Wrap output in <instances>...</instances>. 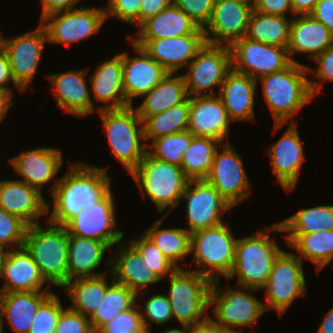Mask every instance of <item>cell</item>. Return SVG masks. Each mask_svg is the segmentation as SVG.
<instances>
[{
    "instance_id": "cell-1",
    "label": "cell",
    "mask_w": 333,
    "mask_h": 333,
    "mask_svg": "<svg viewBox=\"0 0 333 333\" xmlns=\"http://www.w3.org/2000/svg\"><path fill=\"white\" fill-rule=\"evenodd\" d=\"M106 170L85 163L69 166L50 188L54 200L48 222L65 226L81 209L99 202L111 190Z\"/></svg>"
},
{
    "instance_id": "cell-2",
    "label": "cell",
    "mask_w": 333,
    "mask_h": 333,
    "mask_svg": "<svg viewBox=\"0 0 333 333\" xmlns=\"http://www.w3.org/2000/svg\"><path fill=\"white\" fill-rule=\"evenodd\" d=\"M312 69L291 62L285 69L261 77L263 96L274 117V129L282 127L319 94L321 83L307 79Z\"/></svg>"
},
{
    "instance_id": "cell-3",
    "label": "cell",
    "mask_w": 333,
    "mask_h": 333,
    "mask_svg": "<svg viewBox=\"0 0 333 333\" xmlns=\"http://www.w3.org/2000/svg\"><path fill=\"white\" fill-rule=\"evenodd\" d=\"M25 248L29 251L46 283L63 287L68 282V231L65 226L49 222L28 227Z\"/></svg>"
},
{
    "instance_id": "cell-4",
    "label": "cell",
    "mask_w": 333,
    "mask_h": 333,
    "mask_svg": "<svg viewBox=\"0 0 333 333\" xmlns=\"http://www.w3.org/2000/svg\"><path fill=\"white\" fill-rule=\"evenodd\" d=\"M281 251L275 239L260 230L256 235L237 239L233 269L227 280L237 275L241 289L250 292L264 289L273 262Z\"/></svg>"
},
{
    "instance_id": "cell-5",
    "label": "cell",
    "mask_w": 333,
    "mask_h": 333,
    "mask_svg": "<svg viewBox=\"0 0 333 333\" xmlns=\"http://www.w3.org/2000/svg\"><path fill=\"white\" fill-rule=\"evenodd\" d=\"M103 121L108 143L115 159L131 174L147 153L143 121L132 106L97 111Z\"/></svg>"
},
{
    "instance_id": "cell-6",
    "label": "cell",
    "mask_w": 333,
    "mask_h": 333,
    "mask_svg": "<svg viewBox=\"0 0 333 333\" xmlns=\"http://www.w3.org/2000/svg\"><path fill=\"white\" fill-rule=\"evenodd\" d=\"M231 233L227 223L191 233L190 252H193V262L199 269L194 271L211 281L219 280L220 274L228 278L233 269L237 242Z\"/></svg>"
},
{
    "instance_id": "cell-7",
    "label": "cell",
    "mask_w": 333,
    "mask_h": 333,
    "mask_svg": "<svg viewBox=\"0 0 333 333\" xmlns=\"http://www.w3.org/2000/svg\"><path fill=\"white\" fill-rule=\"evenodd\" d=\"M131 175L160 213L167 207L169 213L178 206L189 181L180 166L157 160L148 153Z\"/></svg>"
},
{
    "instance_id": "cell-8",
    "label": "cell",
    "mask_w": 333,
    "mask_h": 333,
    "mask_svg": "<svg viewBox=\"0 0 333 333\" xmlns=\"http://www.w3.org/2000/svg\"><path fill=\"white\" fill-rule=\"evenodd\" d=\"M211 286L210 279L193 270L180 267L170 274L169 295L166 296L172 317L178 319L181 326H194L210 317L204 313L210 307Z\"/></svg>"
},
{
    "instance_id": "cell-9",
    "label": "cell",
    "mask_w": 333,
    "mask_h": 333,
    "mask_svg": "<svg viewBox=\"0 0 333 333\" xmlns=\"http://www.w3.org/2000/svg\"><path fill=\"white\" fill-rule=\"evenodd\" d=\"M264 288L265 311L275 309L283 315L294 299L306 294L302 260L295 253L282 250L273 262Z\"/></svg>"
},
{
    "instance_id": "cell-10",
    "label": "cell",
    "mask_w": 333,
    "mask_h": 333,
    "mask_svg": "<svg viewBox=\"0 0 333 333\" xmlns=\"http://www.w3.org/2000/svg\"><path fill=\"white\" fill-rule=\"evenodd\" d=\"M219 282L220 280L212 281L209 295V306L214 305L212 312L216 320L209 318L216 325L230 332L242 333L231 327L254 325L265 312L264 303L256 299L253 294L232 289L230 286H227L224 291L219 286Z\"/></svg>"
},
{
    "instance_id": "cell-11",
    "label": "cell",
    "mask_w": 333,
    "mask_h": 333,
    "mask_svg": "<svg viewBox=\"0 0 333 333\" xmlns=\"http://www.w3.org/2000/svg\"><path fill=\"white\" fill-rule=\"evenodd\" d=\"M187 68L188 73L182 76L188 96L214 95L211 91L202 92L216 86L221 88L226 75L232 70L230 47L205 42Z\"/></svg>"
},
{
    "instance_id": "cell-12",
    "label": "cell",
    "mask_w": 333,
    "mask_h": 333,
    "mask_svg": "<svg viewBox=\"0 0 333 333\" xmlns=\"http://www.w3.org/2000/svg\"><path fill=\"white\" fill-rule=\"evenodd\" d=\"M232 69L246 74L258 82V78L285 69L292 61L288 49L257 42L243 37L231 46Z\"/></svg>"
},
{
    "instance_id": "cell-13",
    "label": "cell",
    "mask_w": 333,
    "mask_h": 333,
    "mask_svg": "<svg viewBox=\"0 0 333 333\" xmlns=\"http://www.w3.org/2000/svg\"><path fill=\"white\" fill-rule=\"evenodd\" d=\"M105 21V9L82 6L46 15L40 24L49 42L68 46L96 34Z\"/></svg>"
},
{
    "instance_id": "cell-14",
    "label": "cell",
    "mask_w": 333,
    "mask_h": 333,
    "mask_svg": "<svg viewBox=\"0 0 333 333\" xmlns=\"http://www.w3.org/2000/svg\"><path fill=\"white\" fill-rule=\"evenodd\" d=\"M240 155L227 142L224 149H217L209 174L205 180L234 207L251 195V185Z\"/></svg>"
},
{
    "instance_id": "cell-15",
    "label": "cell",
    "mask_w": 333,
    "mask_h": 333,
    "mask_svg": "<svg viewBox=\"0 0 333 333\" xmlns=\"http://www.w3.org/2000/svg\"><path fill=\"white\" fill-rule=\"evenodd\" d=\"M181 199L187 200L186 215L189 228L186 230L189 233L222 224L220 216L232 209L205 179L189 180Z\"/></svg>"
},
{
    "instance_id": "cell-16",
    "label": "cell",
    "mask_w": 333,
    "mask_h": 333,
    "mask_svg": "<svg viewBox=\"0 0 333 333\" xmlns=\"http://www.w3.org/2000/svg\"><path fill=\"white\" fill-rule=\"evenodd\" d=\"M116 227L114 199L111 190L97 203L81 209L66 225L68 234L94 238L110 247L119 244L123 232Z\"/></svg>"
},
{
    "instance_id": "cell-17",
    "label": "cell",
    "mask_w": 333,
    "mask_h": 333,
    "mask_svg": "<svg viewBox=\"0 0 333 333\" xmlns=\"http://www.w3.org/2000/svg\"><path fill=\"white\" fill-rule=\"evenodd\" d=\"M252 10L253 2L214 1L210 20L203 28L205 42L230 47L245 37Z\"/></svg>"
},
{
    "instance_id": "cell-18",
    "label": "cell",
    "mask_w": 333,
    "mask_h": 333,
    "mask_svg": "<svg viewBox=\"0 0 333 333\" xmlns=\"http://www.w3.org/2000/svg\"><path fill=\"white\" fill-rule=\"evenodd\" d=\"M46 41L47 34L41 24L32 32L6 39L5 51L12 75L23 91L31 86Z\"/></svg>"
},
{
    "instance_id": "cell-19",
    "label": "cell",
    "mask_w": 333,
    "mask_h": 333,
    "mask_svg": "<svg viewBox=\"0 0 333 333\" xmlns=\"http://www.w3.org/2000/svg\"><path fill=\"white\" fill-rule=\"evenodd\" d=\"M151 58L168 73H178L195 58L197 51L204 45V34H188L164 39H134Z\"/></svg>"
},
{
    "instance_id": "cell-20",
    "label": "cell",
    "mask_w": 333,
    "mask_h": 333,
    "mask_svg": "<svg viewBox=\"0 0 333 333\" xmlns=\"http://www.w3.org/2000/svg\"><path fill=\"white\" fill-rule=\"evenodd\" d=\"M231 120L216 95L189 97V119L187 130L194 136L214 138L221 143L228 136Z\"/></svg>"
},
{
    "instance_id": "cell-21",
    "label": "cell",
    "mask_w": 333,
    "mask_h": 333,
    "mask_svg": "<svg viewBox=\"0 0 333 333\" xmlns=\"http://www.w3.org/2000/svg\"><path fill=\"white\" fill-rule=\"evenodd\" d=\"M138 56L129 57L122 52L123 89L126 103L132 106L134 97H141L151 91L168 72L151 58L141 47L132 42Z\"/></svg>"
},
{
    "instance_id": "cell-22",
    "label": "cell",
    "mask_w": 333,
    "mask_h": 333,
    "mask_svg": "<svg viewBox=\"0 0 333 333\" xmlns=\"http://www.w3.org/2000/svg\"><path fill=\"white\" fill-rule=\"evenodd\" d=\"M287 130L268 150L273 173L277 181L286 191H292L300 174L304 160L303 144L297 132V124L293 120L288 123ZM296 124V125H295Z\"/></svg>"
},
{
    "instance_id": "cell-23",
    "label": "cell",
    "mask_w": 333,
    "mask_h": 333,
    "mask_svg": "<svg viewBox=\"0 0 333 333\" xmlns=\"http://www.w3.org/2000/svg\"><path fill=\"white\" fill-rule=\"evenodd\" d=\"M43 197L37 188L21 180L0 181V208L29 226L39 223L38 218L49 213L50 205Z\"/></svg>"
},
{
    "instance_id": "cell-24",
    "label": "cell",
    "mask_w": 333,
    "mask_h": 333,
    "mask_svg": "<svg viewBox=\"0 0 333 333\" xmlns=\"http://www.w3.org/2000/svg\"><path fill=\"white\" fill-rule=\"evenodd\" d=\"M13 168L22 176L23 182L42 192V185L48 183L60 171L62 153L56 148L39 147L26 150L10 159Z\"/></svg>"
},
{
    "instance_id": "cell-25",
    "label": "cell",
    "mask_w": 333,
    "mask_h": 333,
    "mask_svg": "<svg viewBox=\"0 0 333 333\" xmlns=\"http://www.w3.org/2000/svg\"><path fill=\"white\" fill-rule=\"evenodd\" d=\"M0 278H5L0 293L50 291L47 288L42 290L46 282L24 245L13 250L8 249Z\"/></svg>"
},
{
    "instance_id": "cell-26",
    "label": "cell",
    "mask_w": 333,
    "mask_h": 333,
    "mask_svg": "<svg viewBox=\"0 0 333 333\" xmlns=\"http://www.w3.org/2000/svg\"><path fill=\"white\" fill-rule=\"evenodd\" d=\"M117 249L115 256L107 260L109 266L112 264L109 272L115 282L123 284L138 297L141 289L162 281L129 242L127 246L122 244V248Z\"/></svg>"
},
{
    "instance_id": "cell-27",
    "label": "cell",
    "mask_w": 333,
    "mask_h": 333,
    "mask_svg": "<svg viewBox=\"0 0 333 333\" xmlns=\"http://www.w3.org/2000/svg\"><path fill=\"white\" fill-rule=\"evenodd\" d=\"M88 68L83 70H69L68 72L48 75L55 88V101L58 107L64 108L67 113L86 116L95 111L91 100L85 76Z\"/></svg>"
},
{
    "instance_id": "cell-28",
    "label": "cell",
    "mask_w": 333,
    "mask_h": 333,
    "mask_svg": "<svg viewBox=\"0 0 333 333\" xmlns=\"http://www.w3.org/2000/svg\"><path fill=\"white\" fill-rule=\"evenodd\" d=\"M257 81L233 69L226 75L219 97L231 121L254 119V102Z\"/></svg>"
},
{
    "instance_id": "cell-29",
    "label": "cell",
    "mask_w": 333,
    "mask_h": 333,
    "mask_svg": "<svg viewBox=\"0 0 333 333\" xmlns=\"http://www.w3.org/2000/svg\"><path fill=\"white\" fill-rule=\"evenodd\" d=\"M52 293L51 291L0 293V325L3 327V318L6 317L14 333H29L39 307Z\"/></svg>"
},
{
    "instance_id": "cell-30",
    "label": "cell",
    "mask_w": 333,
    "mask_h": 333,
    "mask_svg": "<svg viewBox=\"0 0 333 333\" xmlns=\"http://www.w3.org/2000/svg\"><path fill=\"white\" fill-rule=\"evenodd\" d=\"M288 54L292 62L294 53H307L314 59L333 44V34L311 15H301L291 20Z\"/></svg>"
},
{
    "instance_id": "cell-31",
    "label": "cell",
    "mask_w": 333,
    "mask_h": 333,
    "mask_svg": "<svg viewBox=\"0 0 333 333\" xmlns=\"http://www.w3.org/2000/svg\"><path fill=\"white\" fill-rule=\"evenodd\" d=\"M110 248L106 242L68 234V282L104 275L94 271L100 266L105 251Z\"/></svg>"
},
{
    "instance_id": "cell-32",
    "label": "cell",
    "mask_w": 333,
    "mask_h": 333,
    "mask_svg": "<svg viewBox=\"0 0 333 333\" xmlns=\"http://www.w3.org/2000/svg\"><path fill=\"white\" fill-rule=\"evenodd\" d=\"M135 39H164L188 34H204L185 12L174 5L149 17L139 26Z\"/></svg>"
},
{
    "instance_id": "cell-33",
    "label": "cell",
    "mask_w": 333,
    "mask_h": 333,
    "mask_svg": "<svg viewBox=\"0 0 333 333\" xmlns=\"http://www.w3.org/2000/svg\"><path fill=\"white\" fill-rule=\"evenodd\" d=\"M92 92L98 102L111 105L101 106L100 109H120L129 106L126 103L123 89L122 53L111 60L100 63L90 78Z\"/></svg>"
},
{
    "instance_id": "cell-34",
    "label": "cell",
    "mask_w": 333,
    "mask_h": 333,
    "mask_svg": "<svg viewBox=\"0 0 333 333\" xmlns=\"http://www.w3.org/2000/svg\"><path fill=\"white\" fill-rule=\"evenodd\" d=\"M270 230L288 232V235H285L288 246L301 234L333 230V205L303 208L266 229L268 233Z\"/></svg>"
},
{
    "instance_id": "cell-35",
    "label": "cell",
    "mask_w": 333,
    "mask_h": 333,
    "mask_svg": "<svg viewBox=\"0 0 333 333\" xmlns=\"http://www.w3.org/2000/svg\"><path fill=\"white\" fill-rule=\"evenodd\" d=\"M143 103L134 108L144 121L148 116L159 114L171 107L184 102L189 96L182 75L168 73L146 95Z\"/></svg>"
},
{
    "instance_id": "cell-36",
    "label": "cell",
    "mask_w": 333,
    "mask_h": 333,
    "mask_svg": "<svg viewBox=\"0 0 333 333\" xmlns=\"http://www.w3.org/2000/svg\"><path fill=\"white\" fill-rule=\"evenodd\" d=\"M110 284L104 274L92 278L75 279L67 282L62 288H65L73 303L69 308L90 319L102 302Z\"/></svg>"
},
{
    "instance_id": "cell-37",
    "label": "cell",
    "mask_w": 333,
    "mask_h": 333,
    "mask_svg": "<svg viewBox=\"0 0 333 333\" xmlns=\"http://www.w3.org/2000/svg\"><path fill=\"white\" fill-rule=\"evenodd\" d=\"M292 21L286 16L265 14L252 10L245 37L251 40L287 48Z\"/></svg>"
},
{
    "instance_id": "cell-38",
    "label": "cell",
    "mask_w": 333,
    "mask_h": 333,
    "mask_svg": "<svg viewBox=\"0 0 333 333\" xmlns=\"http://www.w3.org/2000/svg\"><path fill=\"white\" fill-rule=\"evenodd\" d=\"M222 145L214 138L193 136L181 160L180 167L184 175L189 180L205 179L211 169L215 152L223 147Z\"/></svg>"
},
{
    "instance_id": "cell-39",
    "label": "cell",
    "mask_w": 333,
    "mask_h": 333,
    "mask_svg": "<svg viewBox=\"0 0 333 333\" xmlns=\"http://www.w3.org/2000/svg\"><path fill=\"white\" fill-rule=\"evenodd\" d=\"M156 220L144 233L173 264L180 268L178 261L184 260L190 252L191 233L184 228L161 229V224L165 218Z\"/></svg>"
},
{
    "instance_id": "cell-40",
    "label": "cell",
    "mask_w": 333,
    "mask_h": 333,
    "mask_svg": "<svg viewBox=\"0 0 333 333\" xmlns=\"http://www.w3.org/2000/svg\"><path fill=\"white\" fill-rule=\"evenodd\" d=\"M111 284L107 287L102 302L89 319L96 333L103 325L110 322L118 314L132 308L137 302V295L123 284L114 281L109 273Z\"/></svg>"
},
{
    "instance_id": "cell-41",
    "label": "cell",
    "mask_w": 333,
    "mask_h": 333,
    "mask_svg": "<svg viewBox=\"0 0 333 333\" xmlns=\"http://www.w3.org/2000/svg\"><path fill=\"white\" fill-rule=\"evenodd\" d=\"M189 119V97L182 103L159 114L148 116L143 121L145 140H155L187 130Z\"/></svg>"
},
{
    "instance_id": "cell-42",
    "label": "cell",
    "mask_w": 333,
    "mask_h": 333,
    "mask_svg": "<svg viewBox=\"0 0 333 333\" xmlns=\"http://www.w3.org/2000/svg\"><path fill=\"white\" fill-rule=\"evenodd\" d=\"M289 247L299 252L298 258L311 261L320 271L333 259V230L301 234Z\"/></svg>"
},
{
    "instance_id": "cell-43",
    "label": "cell",
    "mask_w": 333,
    "mask_h": 333,
    "mask_svg": "<svg viewBox=\"0 0 333 333\" xmlns=\"http://www.w3.org/2000/svg\"><path fill=\"white\" fill-rule=\"evenodd\" d=\"M193 136L186 130L157 138L153 140L152 145L148 144L149 148L153 147L154 149L147 150V153L157 160L181 166L183 154L190 146Z\"/></svg>"
},
{
    "instance_id": "cell-44",
    "label": "cell",
    "mask_w": 333,
    "mask_h": 333,
    "mask_svg": "<svg viewBox=\"0 0 333 333\" xmlns=\"http://www.w3.org/2000/svg\"><path fill=\"white\" fill-rule=\"evenodd\" d=\"M129 242L145 258L151 269L157 276L163 280L168 273H173L177 267L166 257L163 252L145 235L139 239L130 240Z\"/></svg>"
},
{
    "instance_id": "cell-45",
    "label": "cell",
    "mask_w": 333,
    "mask_h": 333,
    "mask_svg": "<svg viewBox=\"0 0 333 333\" xmlns=\"http://www.w3.org/2000/svg\"><path fill=\"white\" fill-rule=\"evenodd\" d=\"M63 309L60 297L52 293L39 307L29 333H55Z\"/></svg>"
},
{
    "instance_id": "cell-46",
    "label": "cell",
    "mask_w": 333,
    "mask_h": 333,
    "mask_svg": "<svg viewBox=\"0 0 333 333\" xmlns=\"http://www.w3.org/2000/svg\"><path fill=\"white\" fill-rule=\"evenodd\" d=\"M29 225L0 208V246L10 250L24 245Z\"/></svg>"
},
{
    "instance_id": "cell-47",
    "label": "cell",
    "mask_w": 333,
    "mask_h": 333,
    "mask_svg": "<svg viewBox=\"0 0 333 333\" xmlns=\"http://www.w3.org/2000/svg\"><path fill=\"white\" fill-rule=\"evenodd\" d=\"M115 316L103 325L96 333H148L144 327L141 312L135 307Z\"/></svg>"
},
{
    "instance_id": "cell-48",
    "label": "cell",
    "mask_w": 333,
    "mask_h": 333,
    "mask_svg": "<svg viewBox=\"0 0 333 333\" xmlns=\"http://www.w3.org/2000/svg\"><path fill=\"white\" fill-rule=\"evenodd\" d=\"M144 306L143 309L145 310L146 315L141 313V317L148 333L150 332V328H148V319H150L151 322L161 325L173 318L171 305L166 295H152V297L145 302Z\"/></svg>"
},
{
    "instance_id": "cell-49",
    "label": "cell",
    "mask_w": 333,
    "mask_h": 333,
    "mask_svg": "<svg viewBox=\"0 0 333 333\" xmlns=\"http://www.w3.org/2000/svg\"><path fill=\"white\" fill-rule=\"evenodd\" d=\"M172 5L185 12L203 29L210 20L214 0H172Z\"/></svg>"
},
{
    "instance_id": "cell-50",
    "label": "cell",
    "mask_w": 333,
    "mask_h": 333,
    "mask_svg": "<svg viewBox=\"0 0 333 333\" xmlns=\"http://www.w3.org/2000/svg\"><path fill=\"white\" fill-rule=\"evenodd\" d=\"M55 333H95L89 318L69 307L63 309Z\"/></svg>"
},
{
    "instance_id": "cell-51",
    "label": "cell",
    "mask_w": 333,
    "mask_h": 333,
    "mask_svg": "<svg viewBox=\"0 0 333 333\" xmlns=\"http://www.w3.org/2000/svg\"><path fill=\"white\" fill-rule=\"evenodd\" d=\"M142 0H114L110 6L105 9L106 19L113 15L122 22L140 26V9Z\"/></svg>"
},
{
    "instance_id": "cell-52",
    "label": "cell",
    "mask_w": 333,
    "mask_h": 333,
    "mask_svg": "<svg viewBox=\"0 0 333 333\" xmlns=\"http://www.w3.org/2000/svg\"><path fill=\"white\" fill-rule=\"evenodd\" d=\"M253 9L257 12L286 16L287 10L293 13L291 0H254Z\"/></svg>"
},
{
    "instance_id": "cell-53",
    "label": "cell",
    "mask_w": 333,
    "mask_h": 333,
    "mask_svg": "<svg viewBox=\"0 0 333 333\" xmlns=\"http://www.w3.org/2000/svg\"><path fill=\"white\" fill-rule=\"evenodd\" d=\"M313 60L318 66L313 74L316 79L323 81H333V44L323 53L317 55Z\"/></svg>"
},
{
    "instance_id": "cell-54",
    "label": "cell",
    "mask_w": 333,
    "mask_h": 333,
    "mask_svg": "<svg viewBox=\"0 0 333 333\" xmlns=\"http://www.w3.org/2000/svg\"><path fill=\"white\" fill-rule=\"evenodd\" d=\"M310 15L333 34V0H318Z\"/></svg>"
},
{
    "instance_id": "cell-55",
    "label": "cell",
    "mask_w": 333,
    "mask_h": 333,
    "mask_svg": "<svg viewBox=\"0 0 333 333\" xmlns=\"http://www.w3.org/2000/svg\"><path fill=\"white\" fill-rule=\"evenodd\" d=\"M171 4L172 0H142L140 9V25L149 17L155 16Z\"/></svg>"
},
{
    "instance_id": "cell-56",
    "label": "cell",
    "mask_w": 333,
    "mask_h": 333,
    "mask_svg": "<svg viewBox=\"0 0 333 333\" xmlns=\"http://www.w3.org/2000/svg\"><path fill=\"white\" fill-rule=\"evenodd\" d=\"M42 4L41 19L51 13L75 9L80 0H39Z\"/></svg>"
},
{
    "instance_id": "cell-57",
    "label": "cell",
    "mask_w": 333,
    "mask_h": 333,
    "mask_svg": "<svg viewBox=\"0 0 333 333\" xmlns=\"http://www.w3.org/2000/svg\"><path fill=\"white\" fill-rule=\"evenodd\" d=\"M12 82L13 85L18 89V91L20 92H24L15 82L13 75H12V71L10 68V64H9V59L8 56L6 54V51H4L3 53H0V90H4L7 92H12L11 89L7 86L9 82ZM7 85V86H5Z\"/></svg>"
},
{
    "instance_id": "cell-58",
    "label": "cell",
    "mask_w": 333,
    "mask_h": 333,
    "mask_svg": "<svg viewBox=\"0 0 333 333\" xmlns=\"http://www.w3.org/2000/svg\"><path fill=\"white\" fill-rule=\"evenodd\" d=\"M188 333H233L219 325H216L210 318L206 321L189 326Z\"/></svg>"
},
{
    "instance_id": "cell-59",
    "label": "cell",
    "mask_w": 333,
    "mask_h": 333,
    "mask_svg": "<svg viewBox=\"0 0 333 333\" xmlns=\"http://www.w3.org/2000/svg\"><path fill=\"white\" fill-rule=\"evenodd\" d=\"M318 0H291L293 14L310 15Z\"/></svg>"
},
{
    "instance_id": "cell-60",
    "label": "cell",
    "mask_w": 333,
    "mask_h": 333,
    "mask_svg": "<svg viewBox=\"0 0 333 333\" xmlns=\"http://www.w3.org/2000/svg\"><path fill=\"white\" fill-rule=\"evenodd\" d=\"M12 98H13L12 92L0 90V123L7 115V112L11 107V105L14 104Z\"/></svg>"
},
{
    "instance_id": "cell-61",
    "label": "cell",
    "mask_w": 333,
    "mask_h": 333,
    "mask_svg": "<svg viewBox=\"0 0 333 333\" xmlns=\"http://www.w3.org/2000/svg\"><path fill=\"white\" fill-rule=\"evenodd\" d=\"M316 333H333V308L325 314L324 321H322Z\"/></svg>"
},
{
    "instance_id": "cell-62",
    "label": "cell",
    "mask_w": 333,
    "mask_h": 333,
    "mask_svg": "<svg viewBox=\"0 0 333 333\" xmlns=\"http://www.w3.org/2000/svg\"><path fill=\"white\" fill-rule=\"evenodd\" d=\"M6 248L0 246V276H1V272H2V267H3V263L7 254L8 250H5Z\"/></svg>"
},
{
    "instance_id": "cell-63",
    "label": "cell",
    "mask_w": 333,
    "mask_h": 333,
    "mask_svg": "<svg viewBox=\"0 0 333 333\" xmlns=\"http://www.w3.org/2000/svg\"><path fill=\"white\" fill-rule=\"evenodd\" d=\"M188 329H189V326L183 325V329L171 328V329L164 331L163 333H188Z\"/></svg>"
},
{
    "instance_id": "cell-64",
    "label": "cell",
    "mask_w": 333,
    "mask_h": 333,
    "mask_svg": "<svg viewBox=\"0 0 333 333\" xmlns=\"http://www.w3.org/2000/svg\"><path fill=\"white\" fill-rule=\"evenodd\" d=\"M5 42L6 39L3 38L2 33L0 32V53H3L5 51Z\"/></svg>"
},
{
    "instance_id": "cell-65",
    "label": "cell",
    "mask_w": 333,
    "mask_h": 333,
    "mask_svg": "<svg viewBox=\"0 0 333 333\" xmlns=\"http://www.w3.org/2000/svg\"><path fill=\"white\" fill-rule=\"evenodd\" d=\"M214 1H218V2H221V1H246V2H254V0H214Z\"/></svg>"
},
{
    "instance_id": "cell-66",
    "label": "cell",
    "mask_w": 333,
    "mask_h": 333,
    "mask_svg": "<svg viewBox=\"0 0 333 333\" xmlns=\"http://www.w3.org/2000/svg\"><path fill=\"white\" fill-rule=\"evenodd\" d=\"M108 4H107V7L111 5V3L114 1V0H108Z\"/></svg>"
},
{
    "instance_id": "cell-67",
    "label": "cell",
    "mask_w": 333,
    "mask_h": 333,
    "mask_svg": "<svg viewBox=\"0 0 333 333\" xmlns=\"http://www.w3.org/2000/svg\"><path fill=\"white\" fill-rule=\"evenodd\" d=\"M0 333H3V327L0 325Z\"/></svg>"
}]
</instances>
